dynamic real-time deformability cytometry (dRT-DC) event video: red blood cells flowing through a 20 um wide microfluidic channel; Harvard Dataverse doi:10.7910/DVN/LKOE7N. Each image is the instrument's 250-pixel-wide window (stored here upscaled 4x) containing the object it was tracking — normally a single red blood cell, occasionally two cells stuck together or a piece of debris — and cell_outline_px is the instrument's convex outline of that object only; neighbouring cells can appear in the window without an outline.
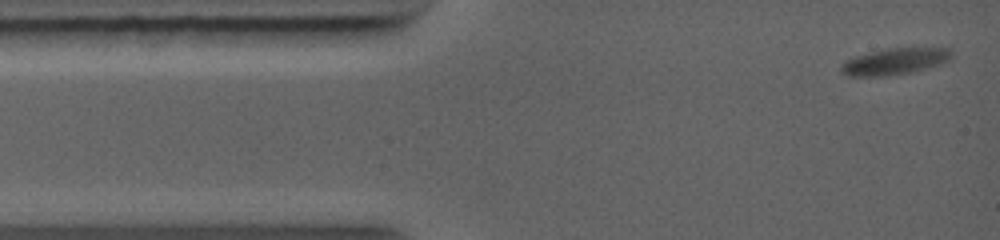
{"species": "common noctule bat (a hibernating species)", "species_latin": "Nyctalus noctula", "temperature_condition": "warm", "stored_images_in_passage": 60, "camera_frame_rate_fps": 5000, "um_per_image_px": 0.085, "animal": {"sex": "female", "body_mass_g": 19.0, "forearm_length_mm": 56.7}, "frame": {"image": 1, "passage_image": 1, "time_ms": 0.0, "image_size_px": [1000, 240], "cell_outline_px": [[952, 56], [948, 60], [940, 64], [912, 72], [888, 76], [848, 76], [840, 72], [840, 64], [856, 56], [884, 48], [912, 44], [952, 48]], "centroid_in_image_um": [76.14, 5.15], "position_along_channel_um": 8.9, "area_um2": 18.03}}
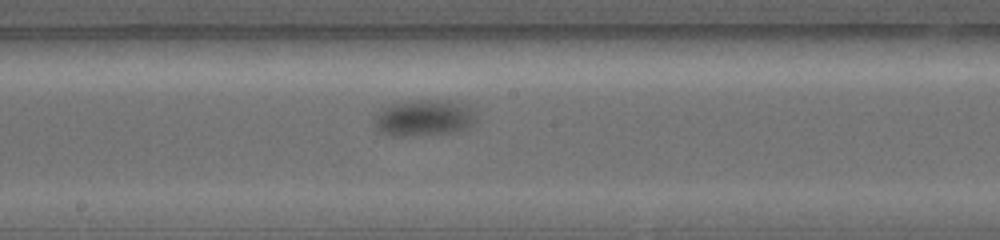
{"frame": {"image": 2, "passage_image": 25, "time_ms": 6.2, "image_size_px": [1000, 240], "cell_outline_px": [[476, 116], [472, 124], [464, 128], [448, 132], [404, 136], [392, 136], [380, 132], [376, 128], [372, 120], [384, 108], [392, 104], [416, 100], [448, 100], [468, 104], [476, 112]], "centroid_in_image_um": [36.04, 10.0], "position_along_channel_um": 212.2, "area_um2": 21.33}}
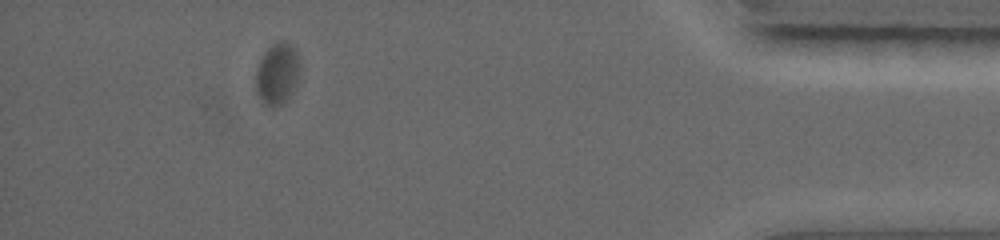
{"frame": {"image": 3, "passage_image": 52, "time_ms": 12.2, "image_size_px": [1000, 240], "cell_outline_px": [[300, 68], [292, 92], [288, 100], [280, 104], [264, 104], [256, 92], [256, 68], [264, 52], [272, 44], [280, 40], [284, 40], [296, 48], [300, 64]], "centroid_in_image_um": [23.57, 6.21], "position_along_channel_um": 411.6, "area_um2": 15.72}}